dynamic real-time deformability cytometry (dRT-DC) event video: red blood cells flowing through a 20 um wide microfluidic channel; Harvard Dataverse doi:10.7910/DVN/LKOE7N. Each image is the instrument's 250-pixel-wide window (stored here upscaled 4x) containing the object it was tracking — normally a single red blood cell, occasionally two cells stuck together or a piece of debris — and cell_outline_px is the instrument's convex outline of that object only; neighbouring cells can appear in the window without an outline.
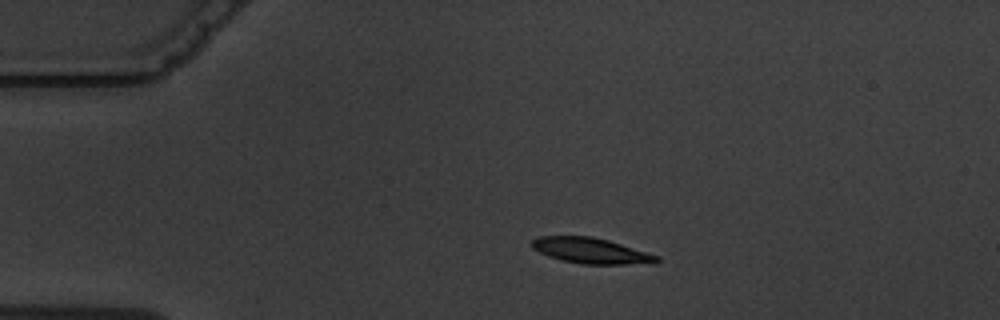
{"species": "common noctule bat (a hibernating species)", "species_latin": "Nyctalus noctula", "temperature_condition": "warm", "stored_images_in_passage": 4, "camera_frame_rate_fps": 3000, "um_per_image_px": 0.085, "animal": {"sex": "male", "body_mass_g": 19.5, "forearm_length_mm": 54.6}, "frame": {"image": 1, "passage_image": 3, "time_ms": 2.333, "image_size_px": [1000, 320], "cell_outline_px": [[660, 260], [624, 264], [580, 264], [560, 260], [548, 256], [532, 248], [532, 240], [540, 236], [592, 236], [608, 240], [660, 256]], "centroid_in_image_um": [50.15, 21.3], "position_along_channel_um": 34.8, "area_um2": 18.32}}